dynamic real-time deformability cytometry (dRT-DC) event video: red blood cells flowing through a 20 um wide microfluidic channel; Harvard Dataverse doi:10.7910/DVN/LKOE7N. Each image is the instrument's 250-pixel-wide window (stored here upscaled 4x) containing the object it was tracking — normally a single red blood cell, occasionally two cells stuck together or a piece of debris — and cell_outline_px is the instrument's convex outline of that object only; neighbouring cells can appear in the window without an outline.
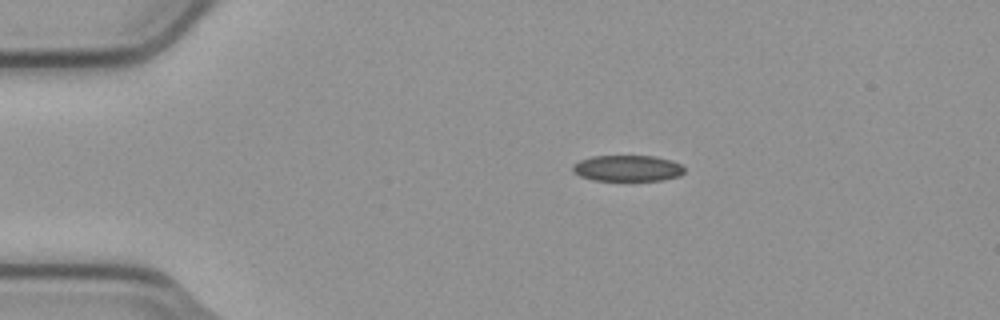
{"species": "common noctule bat (a hibernating species)", "species_latin": "Nyctalus noctula", "temperature_condition": "cold", "stored_images_in_passage": 6, "camera_frame_rate_fps": 3000, "um_per_image_px": 0.085, "animal": {"sex": "male", "body_mass_g": 23.1, "forearm_length_mm": 52.7}, "frame": {"image": 1, "passage_image": 1, "time_ms": 0.0, "image_size_px": [1000, 320], "cell_outline_px": [[684, 172], [680, 176], [664, 180], [592, 180], [580, 176], [572, 172], [572, 164], [580, 160], [592, 156], [652, 156], [672, 160], [680, 164], [684, 168]], "centroid_in_image_um": [53.32, 14.3], "position_along_channel_um": 31.7, "area_um2": 17.05}}
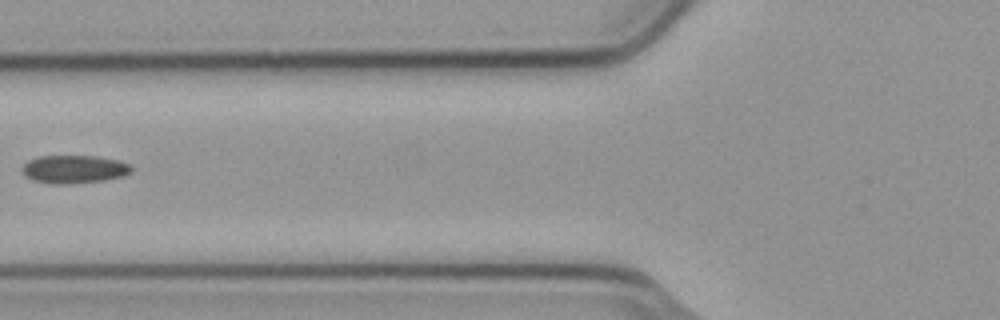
{"frame": {"image": 2, "passage_image": 4, "time_ms": 1.0, "image_size_px": [1000, 320], "cell_outline_px": [[132, 172], [124, 176], [104, 180], [64, 184], [48, 184], [32, 180], [24, 176], [20, 168], [28, 160], [40, 156], [96, 156], [120, 160], [128, 164], [132, 168]], "centroid_in_image_um": [6.27, 14.38], "position_along_channel_um": 119.5, "area_um2": 18.09}}
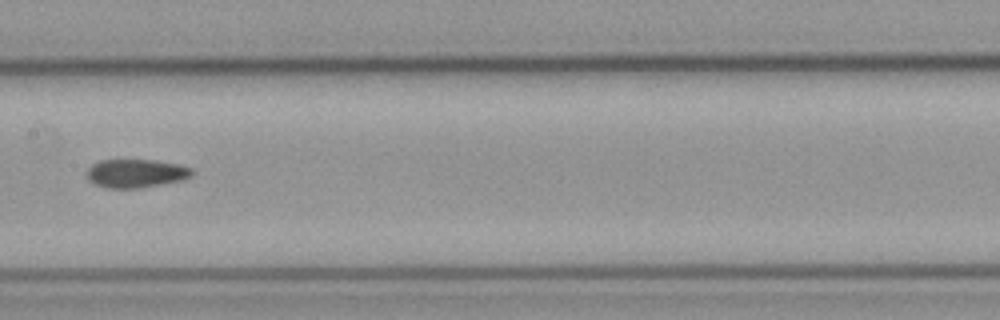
{"frame": {"image": 3, "passage_image": 6, "time_ms": 1.667, "image_size_px": [1000, 320], "cell_outline_px": [[192, 176], [180, 180], [160, 184], [136, 188], [108, 188], [96, 184], [88, 180], [88, 168], [92, 164], [100, 160], [152, 160], [180, 164], [192, 168]], "centroid_in_image_um": [11.55, 14.72], "position_along_channel_um": 195.8, "area_um2": 17.22}}